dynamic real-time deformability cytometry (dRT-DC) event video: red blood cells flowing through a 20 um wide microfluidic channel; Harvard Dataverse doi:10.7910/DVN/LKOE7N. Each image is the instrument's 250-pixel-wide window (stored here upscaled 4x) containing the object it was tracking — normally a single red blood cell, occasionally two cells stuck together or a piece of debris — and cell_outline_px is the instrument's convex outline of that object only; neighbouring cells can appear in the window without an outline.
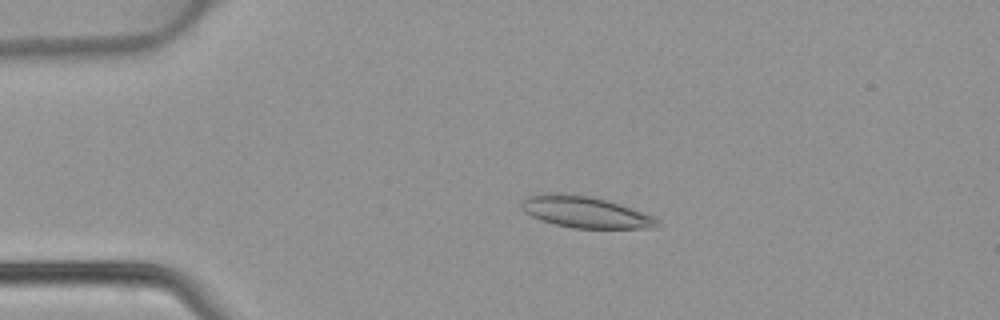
{"species": "common noctule bat (a hibernating species)", "species_latin": "Nyctalus noctula", "temperature_condition": "warm", "stored_images_in_passage": 46, "camera_frame_rate_fps": 3000, "um_per_image_px": 0.085, "animal": {"sex": "female", "body_mass_g": 22.7, "forearm_length_mm": 54.2}, "frame": {"image": 1, "passage_image": 10, "time_ms": 3.0, "image_size_px": [1000, 320], "cell_outline_px": [[660, 224], [652, 228], [572, 228], [540, 220], [524, 212], [520, 208], [520, 200], [524, 196], [544, 192], [560, 192], [592, 196], [608, 200], [620, 204], [652, 216]], "centroid_in_image_um": [49.62, 17.99], "position_along_channel_um": 35.4, "area_um2": 25.2}}
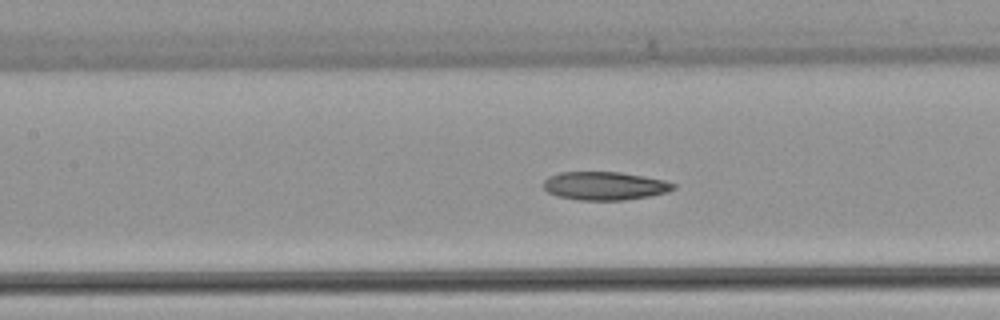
{"frame": {"image": 2, "passage_image": 21, "time_ms": 6.667, "image_size_px": [1000, 320], "cell_outline_px": [[676, 188], [668, 192], [648, 196], [624, 200], [576, 200], [560, 196], [548, 192], [544, 188], [544, 180], [548, 176], [560, 172], [620, 172], [644, 176], [664, 180], [676, 184]], "centroid_in_image_um": [51.41, 15.79], "position_along_channel_um": 156.0, "area_um2": 21.44}}
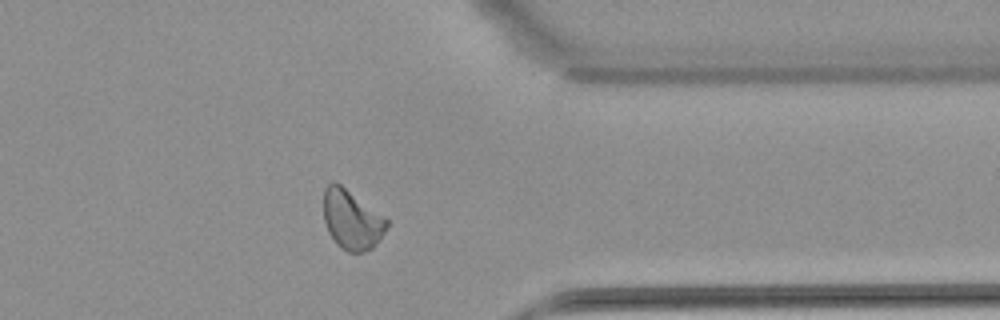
{"frame": {"image": 3, "passage_image": 37, "time_ms": 12.0, "image_size_px": [1000, 320], "cell_outline_px": [[388, 224], [380, 240], [372, 248], [364, 252], [348, 252], [340, 248], [336, 244], [328, 232], [324, 220], [324, 188], [328, 184], [336, 180], [384, 216], [388, 220]], "centroid_in_image_um": [29.89, 18.67], "position_along_channel_um": 381.5, "area_um2": 22.08}}